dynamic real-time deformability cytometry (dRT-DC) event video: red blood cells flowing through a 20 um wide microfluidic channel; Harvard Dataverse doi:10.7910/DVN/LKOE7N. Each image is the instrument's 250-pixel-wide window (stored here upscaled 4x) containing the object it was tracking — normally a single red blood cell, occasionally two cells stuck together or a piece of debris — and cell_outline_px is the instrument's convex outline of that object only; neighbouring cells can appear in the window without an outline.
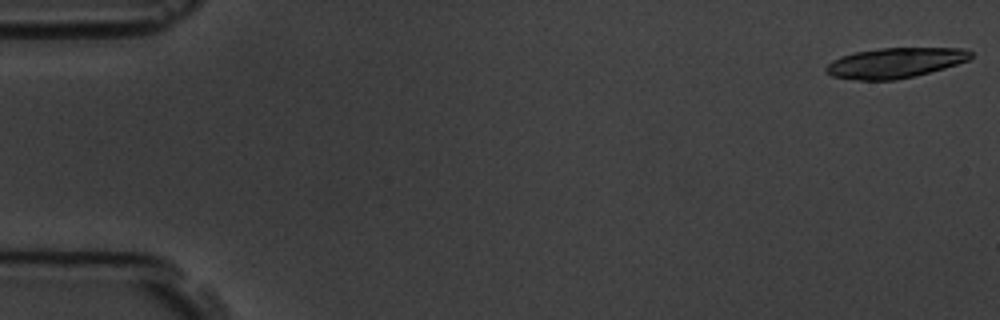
{"species": "common noctule bat (a hibernating species)", "species_latin": "Nyctalus noctula", "temperature_condition": "room temperature", "stored_images_in_passage": 6, "camera_frame_rate_fps": 3000, "um_per_image_px": 0.085, "animal": {"sex": "male", "body_mass_g": 19.5, "forearm_length_mm": 54.6}, "frame": {"image": 1, "passage_image": 1, "time_ms": 0.0, "image_size_px": [1000, 320], "cell_outline_px": [[972, 56], [968, 60], [944, 68], [896, 80], [856, 80], [832, 76], [824, 68], [832, 60], [840, 56], [856, 52], [880, 48], [964, 48], [972, 52]], "centroid_in_image_um": [76.06, 5.34], "position_along_channel_um": 8.9, "area_um2": 25.26}}